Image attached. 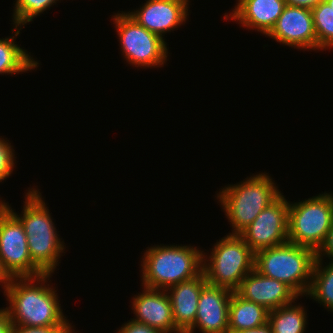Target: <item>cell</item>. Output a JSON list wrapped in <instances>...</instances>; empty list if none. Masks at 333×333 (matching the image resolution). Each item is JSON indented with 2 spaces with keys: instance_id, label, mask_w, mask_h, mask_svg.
<instances>
[{
  "instance_id": "obj_1",
  "label": "cell",
  "mask_w": 333,
  "mask_h": 333,
  "mask_svg": "<svg viewBox=\"0 0 333 333\" xmlns=\"http://www.w3.org/2000/svg\"><path fill=\"white\" fill-rule=\"evenodd\" d=\"M51 276L53 274L12 278L3 295L8 302L6 308L13 325L75 326L70 323L61 309L57 289L50 285Z\"/></svg>"
},
{
  "instance_id": "obj_2",
  "label": "cell",
  "mask_w": 333,
  "mask_h": 333,
  "mask_svg": "<svg viewBox=\"0 0 333 333\" xmlns=\"http://www.w3.org/2000/svg\"><path fill=\"white\" fill-rule=\"evenodd\" d=\"M35 187V188H34ZM26 190L21 214L9 205L8 210L21 222L27 236V246L33 263L44 273L53 274L66 252L64 240L60 238L49 207L38 186ZM19 214V215H18Z\"/></svg>"
},
{
  "instance_id": "obj_3",
  "label": "cell",
  "mask_w": 333,
  "mask_h": 333,
  "mask_svg": "<svg viewBox=\"0 0 333 333\" xmlns=\"http://www.w3.org/2000/svg\"><path fill=\"white\" fill-rule=\"evenodd\" d=\"M141 261V286L166 290L202 272L203 250L189 245L147 247Z\"/></svg>"
},
{
  "instance_id": "obj_4",
  "label": "cell",
  "mask_w": 333,
  "mask_h": 333,
  "mask_svg": "<svg viewBox=\"0 0 333 333\" xmlns=\"http://www.w3.org/2000/svg\"><path fill=\"white\" fill-rule=\"evenodd\" d=\"M269 173L252 174L237 184H228L216 194L231 231L239 234L282 193Z\"/></svg>"
},
{
  "instance_id": "obj_5",
  "label": "cell",
  "mask_w": 333,
  "mask_h": 333,
  "mask_svg": "<svg viewBox=\"0 0 333 333\" xmlns=\"http://www.w3.org/2000/svg\"><path fill=\"white\" fill-rule=\"evenodd\" d=\"M316 252L292 242L255 253L254 269L290 286L300 298L310 287Z\"/></svg>"
},
{
  "instance_id": "obj_6",
  "label": "cell",
  "mask_w": 333,
  "mask_h": 333,
  "mask_svg": "<svg viewBox=\"0 0 333 333\" xmlns=\"http://www.w3.org/2000/svg\"><path fill=\"white\" fill-rule=\"evenodd\" d=\"M210 250V254L203 250L202 271L207 283L234 292L254 270L255 253L238 234H226Z\"/></svg>"
},
{
  "instance_id": "obj_7",
  "label": "cell",
  "mask_w": 333,
  "mask_h": 333,
  "mask_svg": "<svg viewBox=\"0 0 333 333\" xmlns=\"http://www.w3.org/2000/svg\"><path fill=\"white\" fill-rule=\"evenodd\" d=\"M333 223V193L322 192L299 202L289 201L288 241L315 252Z\"/></svg>"
},
{
  "instance_id": "obj_8",
  "label": "cell",
  "mask_w": 333,
  "mask_h": 333,
  "mask_svg": "<svg viewBox=\"0 0 333 333\" xmlns=\"http://www.w3.org/2000/svg\"><path fill=\"white\" fill-rule=\"evenodd\" d=\"M121 12V13H120ZM112 15L125 61L136 68H161L166 64L167 42L139 25L126 11Z\"/></svg>"
},
{
  "instance_id": "obj_9",
  "label": "cell",
  "mask_w": 333,
  "mask_h": 333,
  "mask_svg": "<svg viewBox=\"0 0 333 333\" xmlns=\"http://www.w3.org/2000/svg\"><path fill=\"white\" fill-rule=\"evenodd\" d=\"M8 207V202L0 200V260L5 271L11 278L44 274L30 257L23 225Z\"/></svg>"
},
{
  "instance_id": "obj_10",
  "label": "cell",
  "mask_w": 333,
  "mask_h": 333,
  "mask_svg": "<svg viewBox=\"0 0 333 333\" xmlns=\"http://www.w3.org/2000/svg\"><path fill=\"white\" fill-rule=\"evenodd\" d=\"M287 200L282 193L238 234L254 253L288 241Z\"/></svg>"
},
{
  "instance_id": "obj_11",
  "label": "cell",
  "mask_w": 333,
  "mask_h": 333,
  "mask_svg": "<svg viewBox=\"0 0 333 333\" xmlns=\"http://www.w3.org/2000/svg\"><path fill=\"white\" fill-rule=\"evenodd\" d=\"M266 37L298 50L317 51L312 10L286 4L275 26Z\"/></svg>"
},
{
  "instance_id": "obj_12",
  "label": "cell",
  "mask_w": 333,
  "mask_h": 333,
  "mask_svg": "<svg viewBox=\"0 0 333 333\" xmlns=\"http://www.w3.org/2000/svg\"><path fill=\"white\" fill-rule=\"evenodd\" d=\"M189 2L190 0H147L140 8L126 13L139 25L165 40V34L185 25L190 12Z\"/></svg>"
},
{
  "instance_id": "obj_13",
  "label": "cell",
  "mask_w": 333,
  "mask_h": 333,
  "mask_svg": "<svg viewBox=\"0 0 333 333\" xmlns=\"http://www.w3.org/2000/svg\"><path fill=\"white\" fill-rule=\"evenodd\" d=\"M232 293L230 289L207 283L201 290L195 322L185 333H194L197 329L202 333H229L228 315Z\"/></svg>"
},
{
  "instance_id": "obj_14",
  "label": "cell",
  "mask_w": 333,
  "mask_h": 333,
  "mask_svg": "<svg viewBox=\"0 0 333 333\" xmlns=\"http://www.w3.org/2000/svg\"><path fill=\"white\" fill-rule=\"evenodd\" d=\"M241 298L264 306L268 311L299 300L286 283L266 277L255 269L249 272L234 291Z\"/></svg>"
},
{
  "instance_id": "obj_15",
  "label": "cell",
  "mask_w": 333,
  "mask_h": 333,
  "mask_svg": "<svg viewBox=\"0 0 333 333\" xmlns=\"http://www.w3.org/2000/svg\"><path fill=\"white\" fill-rule=\"evenodd\" d=\"M132 298L131 320L159 329L162 333H181L173 321L171 301L166 290L142 287Z\"/></svg>"
},
{
  "instance_id": "obj_16",
  "label": "cell",
  "mask_w": 333,
  "mask_h": 333,
  "mask_svg": "<svg viewBox=\"0 0 333 333\" xmlns=\"http://www.w3.org/2000/svg\"><path fill=\"white\" fill-rule=\"evenodd\" d=\"M285 6V0H237L232 11L224 14V20L238 22L240 27L257 30L266 37Z\"/></svg>"
},
{
  "instance_id": "obj_17",
  "label": "cell",
  "mask_w": 333,
  "mask_h": 333,
  "mask_svg": "<svg viewBox=\"0 0 333 333\" xmlns=\"http://www.w3.org/2000/svg\"><path fill=\"white\" fill-rule=\"evenodd\" d=\"M207 284L202 271L198 276L166 289L173 310L175 327L185 333L195 322L202 288Z\"/></svg>"
},
{
  "instance_id": "obj_18",
  "label": "cell",
  "mask_w": 333,
  "mask_h": 333,
  "mask_svg": "<svg viewBox=\"0 0 333 333\" xmlns=\"http://www.w3.org/2000/svg\"><path fill=\"white\" fill-rule=\"evenodd\" d=\"M11 29L12 36L0 38V75H15L22 74L27 71H34L39 66V61L35 60L31 53L25 48H21L17 42L16 37L20 35L22 27L13 25Z\"/></svg>"
},
{
  "instance_id": "obj_19",
  "label": "cell",
  "mask_w": 333,
  "mask_h": 333,
  "mask_svg": "<svg viewBox=\"0 0 333 333\" xmlns=\"http://www.w3.org/2000/svg\"><path fill=\"white\" fill-rule=\"evenodd\" d=\"M268 313L264 306L247 301L233 292L229 304V333L263 326L268 322Z\"/></svg>"
},
{
  "instance_id": "obj_20",
  "label": "cell",
  "mask_w": 333,
  "mask_h": 333,
  "mask_svg": "<svg viewBox=\"0 0 333 333\" xmlns=\"http://www.w3.org/2000/svg\"><path fill=\"white\" fill-rule=\"evenodd\" d=\"M295 303L294 301L269 311L267 323L272 333H304L306 331L307 309L304 305Z\"/></svg>"
},
{
  "instance_id": "obj_21",
  "label": "cell",
  "mask_w": 333,
  "mask_h": 333,
  "mask_svg": "<svg viewBox=\"0 0 333 333\" xmlns=\"http://www.w3.org/2000/svg\"><path fill=\"white\" fill-rule=\"evenodd\" d=\"M323 262L320 259L315 260L306 297L333 313V260H329L328 264Z\"/></svg>"
},
{
  "instance_id": "obj_22",
  "label": "cell",
  "mask_w": 333,
  "mask_h": 333,
  "mask_svg": "<svg viewBox=\"0 0 333 333\" xmlns=\"http://www.w3.org/2000/svg\"><path fill=\"white\" fill-rule=\"evenodd\" d=\"M314 29L317 36V50L333 49V9L322 0L312 9Z\"/></svg>"
},
{
  "instance_id": "obj_23",
  "label": "cell",
  "mask_w": 333,
  "mask_h": 333,
  "mask_svg": "<svg viewBox=\"0 0 333 333\" xmlns=\"http://www.w3.org/2000/svg\"><path fill=\"white\" fill-rule=\"evenodd\" d=\"M59 0H15L12 14L11 24L18 27L24 26L40 16L44 11L48 10ZM61 1V0H60Z\"/></svg>"
},
{
  "instance_id": "obj_24",
  "label": "cell",
  "mask_w": 333,
  "mask_h": 333,
  "mask_svg": "<svg viewBox=\"0 0 333 333\" xmlns=\"http://www.w3.org/2000/svg\"><path fill=\"white\" fill-rule=\"evenodd\" d=\"M16 164L15 150L7 138L0 136V182L12 175Z\"/></svg>"
},
{
  "instance_id": "obj_25",
  "label": "cell",
  "mask_w": 333,
  "mask_h": 333,
  "mask_svg": "<svg viewBox=\"0 0 333 333\" xmlns=\"http://www.w3.org/2000/svg\"><path fill=\"white\" fill-rule=\"evenodd\" d=\"M75 326L28 327L12 326V333H69Z\"/></svg>"
},
{
  "instance_id": "obj_26",
  "label": "cell",
  "mask_w": 333,
  "mask_h": 333,
  "mask_svg": "<svg viewBox=\"0 0 333 333\" xmlns=\"http://www.w3.org/2000/svg\"><path fill=\"white\" fill-rule=\"evenodd\" d=\"M123 324L120 329H117V333H162L157 328L150 327L146 324L138 323L131 319Z\"/></svg>"
},
{
  "instance_id": "obj_27",
  "label": "cell",
  "mask_w": 333,
  "mask_h": 333,
  "mask_svg": "<svg viewBox=\"0 0 333 333\" xmlns=\"http://www.w3.org/2000/svg\"><path fill=\"white\" fill-rule=\"evenodd\" d=\"M325 257H328L329 260H333V223L331 224L324 243L316 252V259L324 261Z\"/></svg>"
},
{
  "instance_id": "obj_28",
  "label": "cell",
  "mask_w": 333,
  "mask_h": 333,
  "mask_svg": "<svg viewBox=\"0 0 333 333\" xmlns=\"http://www.w3.org/2000/svg\"><path fill=\"white\" fill-rule=\"evenodd\" d=\"M12 326L7 308H0V333H12Z\"/></svg>"
},
{
  "instance_id": "obj_29",
  "label": "cell",
  "mask_w": 333,
  "mask_h": 333,
  "mask_svg": "<svg viewBox=\"0 0 333 333\" xmlns=\"http://www.w3.org/2000/svg\"><path fill=\"white\" fill-rule=\"evenodd\" d=\"M322 0H285L286 4L312 9Z\"/></svg>"
},
{
  "instance_id": "obj_30",
  "label": "cell",
  "mask_w": 333,
  "mask_h": 333,
  "mask_svg": "<svg viewBox=\"0 0 333 333\" xmlns=\"http://www.w3.org/2000/svg\"><path fill=\"white\" fill-rule=\"evenodd\" d=\"M12 278L9 276V274L5 271L2 262L0 260V287L4 290V293L9 286Z\"/></svg>"
},
{
  "instance_id": "obj_31",
  "label": "cell",
  "mask_w": 333,
  "mask_h": 333,
  "mask_svg": "<svg viewBox=\"0 0 333 333\" xmlns=\"http://www.w3.org/2000/svg\"><path fill=\"white\" fill-rule=\"evenodd\" d=\"M234 333H272V331H271L269 324L266 323L263 326H260L257 328L242 330V331L234 332Z\"/></svg>"
},
{
  "instance_id": "obj_32",
  "label": "cell",
  "mask_w": 333,
  "mask_h": 333,
  "mask_svg": "<svg viewBox=\"0 0 333 333\" xmlns=\"http://www.w3.org/2000/svg\"><path fill=\"white\" fill-rule=\"evenodd\" d=\"M329 5H330V7H332V9H333V0H325Z\"/></svg>"
},
{
  "instance_id": "obj_33",
  "label": "cell",
  "mask_w": 333,
  "mask_h": 333,
  "mask_svg": "<svg viewBox=\"0 0 333 333\" xmlns=\"http://www.w3.org/2000/svg\"><path fill=\"white\" fill-rule=\"evenodd\" d=\"M69 333H76L75 328H73Z\"/></svg>"
}]
</instances>
